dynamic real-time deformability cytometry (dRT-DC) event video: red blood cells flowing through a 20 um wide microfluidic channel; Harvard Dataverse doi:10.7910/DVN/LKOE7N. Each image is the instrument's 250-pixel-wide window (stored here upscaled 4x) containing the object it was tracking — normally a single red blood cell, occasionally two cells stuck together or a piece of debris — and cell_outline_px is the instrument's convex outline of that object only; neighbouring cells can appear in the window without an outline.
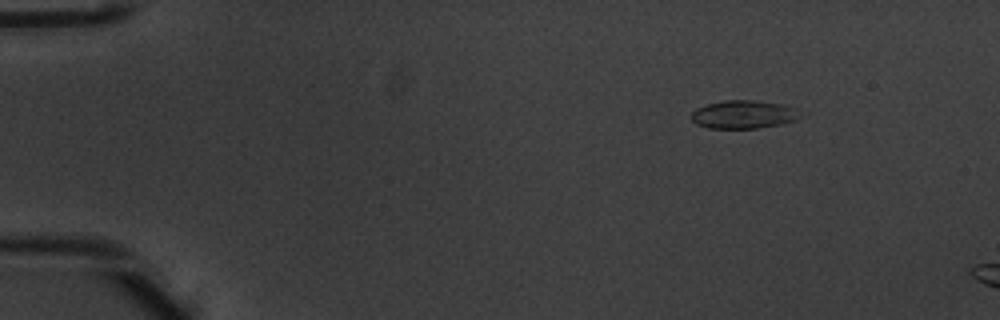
{"species": "common noctule bat (a hibernating species)", "species_latin": "Nyctalus noctula", "temperature_condition": "warm", "stored_images_in_passage": 10, "camera_frame_rate_fps": 3000, "um_per_image_px": 0.085, "animal": {"sex": "male", "body_mass_g": 20.1, "forearm_length_mm": 53.5}, "frame": {"image": 1, "passage_image": 2, "time_ms": 0.333, "image_size_px": [1000, 320], "cell_outline_px": [[800, 116], [796, 120], [784, 124], [756, 128], [708, 128], [696, 124], [692, 120], [692, 112], [696, 108], [708, 104], [724, 100], [752, 100], [784, 104], [800, 112]], "centroid_in_image_um": [63.2, 9.73], "position_along_channel_um": 21.8, "area_um2": 17.86}}